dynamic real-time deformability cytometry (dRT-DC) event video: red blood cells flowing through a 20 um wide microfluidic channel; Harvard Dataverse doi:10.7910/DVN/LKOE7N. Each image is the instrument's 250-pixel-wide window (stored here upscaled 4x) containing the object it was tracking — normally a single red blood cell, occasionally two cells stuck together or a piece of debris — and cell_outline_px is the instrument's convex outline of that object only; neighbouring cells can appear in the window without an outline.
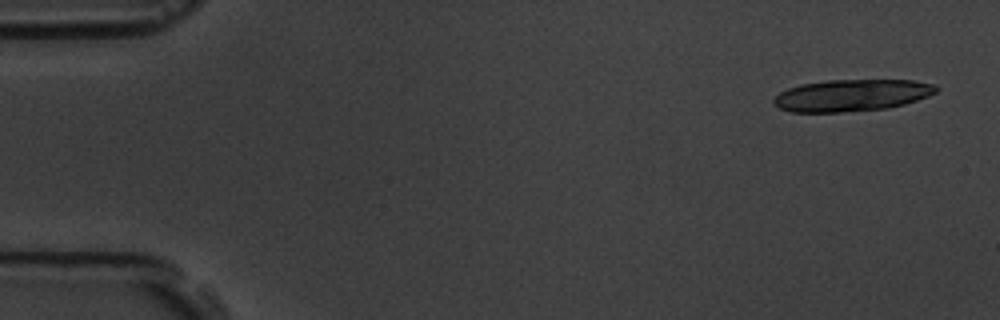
{"species": "common noctule bat (a hibernating species)", "species_latin": "Nyctalus noctula", "temperature_condition": "room temperature", "stored_images_in_passage": 9, "camera_frame_rate_fps": 3000, "um_per_image_px": 0.085, "animal": {"sex": "male", "body_mass_g": 19.5, "forearm_length_mm": 54.6}, "frame": {"image": 1, "passage_image": 1, "time_ms": 0.0, "image_size_px": [1000, 320], "cell_outline_px": [[940, 88], [936, 92], [928, 96], [904, 104], [888, 108], [840, 112], [792, 112], [780, 108], [772, 100], [780, 92], [788, 88], [800, 84], [828, 80], [912, 80], [936, 84]], "centroid_in_image_um": [72.42, 8.09], "position_along_channel_um": 12.6, "area_um2": 30.11}}
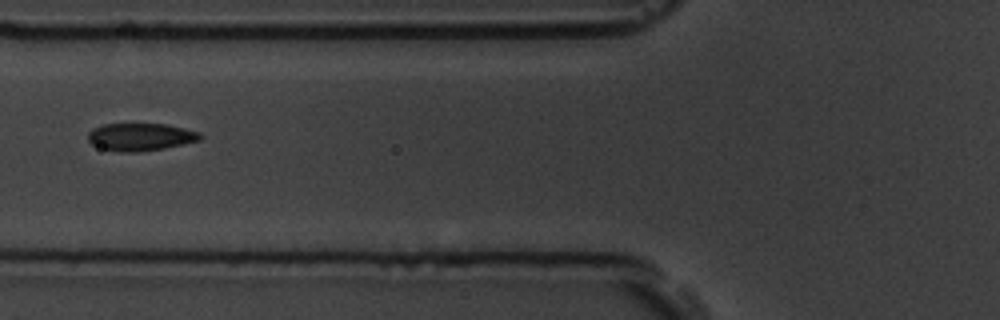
{"frame": {"image": 2, "passage_image": 7, "time_ms": 6.667, "image_size_px": [1000, 320], "cell_outline_px": [[204, 136], [200, 140], [184, 144], [164, 148], [140, 152], [124, 152], [100, 148], [92, 144], [88, 140], [88, 132], [92, 128], [104, 124], [168, 124], [200, 132]], "centroid_in_image_um": [11.96, 11.63], "position_along_channel_um": 113.8, "area_um2": 18.15}}
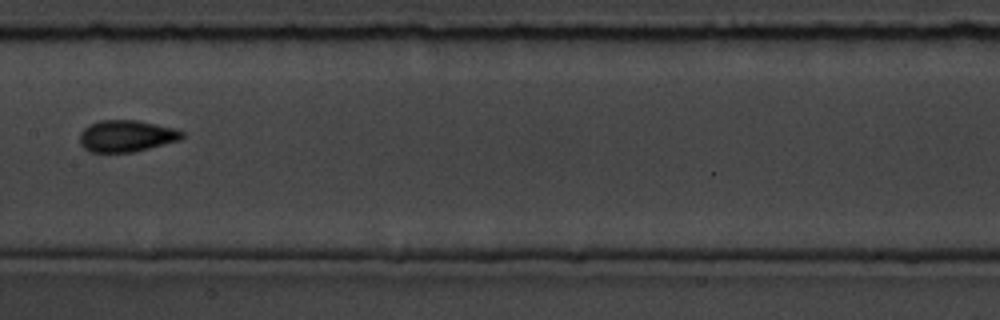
{"frame": {"image": 3, "passage_image": 9, "time_ms": 9.0, "image_size_px": [1000, 320], "cell_outline_px": [[184, 136], [180, 140], [136, 152], [88, 152], [80, 144], [80, 132], [88, 124], [100, 120], [136, 120], [176, 128], [184, 132]], "centroid_in_image_um": [10.75, 11.56], "position_along_channel_um": 196.7, "area_um2": 19.13}}